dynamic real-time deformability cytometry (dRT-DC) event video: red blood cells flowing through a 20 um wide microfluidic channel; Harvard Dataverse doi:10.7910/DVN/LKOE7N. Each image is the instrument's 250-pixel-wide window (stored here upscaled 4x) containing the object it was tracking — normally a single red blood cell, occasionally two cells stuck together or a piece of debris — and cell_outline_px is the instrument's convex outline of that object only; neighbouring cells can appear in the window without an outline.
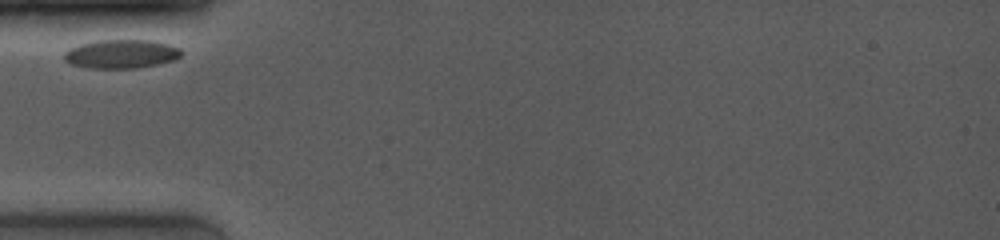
{"species": "common noctule bat (a hibernating species)", "species_latin": "Nyctalus noctula", "temperature_condition": "room temperature", "stored_images_in_passage": 8, "camera_frame_rate_fps": 4000, "um_per_image_px": 0.085, "animal": {"sex": "female", "body_mass_g": 19.0, "forearm_length_mm": 53.3}, "frame": {"image": 1, "passage_image": 1, "time_ms": 0.0, "image_size_px": [1000, 240], "cell_outline_px": [[184, 52], [176, 60], [136, 68], [88, 68], [72, 64], [64, 60], [64, 52], [68, 48], [80, 44], [96, 40], [148, 40], [168, 44], [180, 48]], "centroid_in_image_um": [10.3, 4.58], "position_along_channel_um": 74.7, "area_um2": 19.71}}
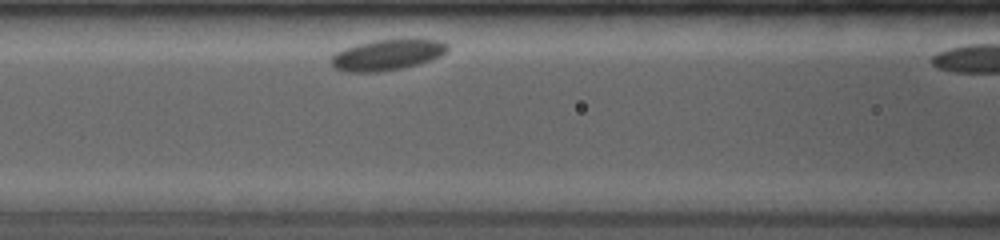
{"frame": {"image": 2, "passage_image": 7, "time_ms": 1.75, "image_size_px": [1000, 240], "cell_outline_px": [[448, 48], [440, 56], [432, 60], [420, 64], [380, 72], [348, 72], [332, 68], [328, 60], [336, 52], [344, 48], [356, 44], [372, 40], [440, 40], [448, 44]], "centroid_in_image_um": [32.84, 4.68], "position_along_channel_um": 133.8, "area_um2": 20.92}}